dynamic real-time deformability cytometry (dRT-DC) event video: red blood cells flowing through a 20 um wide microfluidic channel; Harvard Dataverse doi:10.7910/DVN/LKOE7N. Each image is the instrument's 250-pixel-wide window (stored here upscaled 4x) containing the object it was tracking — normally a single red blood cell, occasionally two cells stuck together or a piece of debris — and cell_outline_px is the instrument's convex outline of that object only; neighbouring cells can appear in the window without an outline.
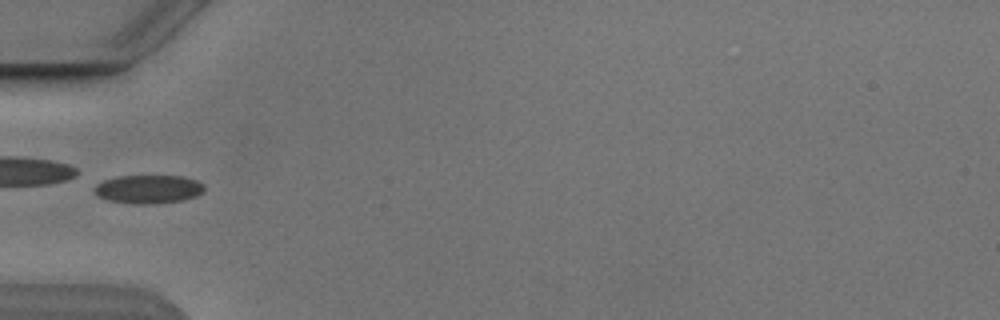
{"species": "Egyptian fruit bat (a non-hibernating species)", "species_latin": "Rousettus aegyptiacus", "temperature_condition": "cold", "stored_images_in_passage": 5, "camera_frame_rate_fps": 3000, "um_per_image_px": 0.085, "animal": {"sex": "male"}, "frame": {"image": 1, "passage_image": 5, "time_ms": 5.333, "image_size_px": [1000, 320], "cell_outline_px": [[204, 188], [196, 196], [184, 200], [156, 204], [132, 204], [108, 200], [100, 196], [96, 192], [96, 184], [104, 180], [116, 176], [184, 176], [196, 180], [204, 184]], "centroid_in_image_um": [12.64, 16.08], "position_along_channel_um": 72.4, "area_um2": 18.21}}